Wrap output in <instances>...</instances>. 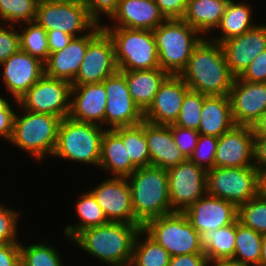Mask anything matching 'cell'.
<instances>
[{
	"mask_svg": "<svg viewBox=\"0 0 266 266\" xmlns=\"http://www.w3.org/2000/svg\"><path fill=\"white\" fill-rule=\"evenodd\" d=\"M190 90L209 95H229L235 77L220 43L203 38L179 75Z\"/></svg>",
	"mask_w": 266,
	"mask_h": 266,
	"instance_id": "obj_1",
	"label": "cell"
},
{
	"mask_svg": "<svg viewBox=\"0 0 266 266\" xmlns=\"http://www.w3.org/2000/svg\"><path fill=\"white\" fill-rule=\"evenodd\" d=\"M142 227V224L109 222L84 229L71 241L107 266H124L131 262L133 245Z\"/></svg>",
	"mask_w": 266,
	"mask_h": 266,
	"instance_id": "obj_2",
	"label": "cell"
},
{
	"mask_svg": "<svg viewBox=\"0 0 266 266\" xmlns=\"http://www.w3.org/2000/svg\"><path fill=\"white\" fill-rule=\"evenodd\" d=\"M135 218L148 220L174 212L171 209L168 170L154 166L137 168L127 177Z\"/></svg>",
	"mask_w": 266,
	"mask_h": 266,
	"instance_id": "obj_3",
	"label": "cell"
},
{
	"mask_svg": "<svg viewBox=\"0 0 266 266\" xmlns=\"http://www.w3.org/2000/svg\"><path fill=\"white\" fill-rule=\"evenodd\" d=\"M153 34L160 68L169 75H180L194 48L204 38L182 19H166Z\"/></svg>",
	"mask_w": 266,
	"mask_h": 266,
	"instance_id": "obj_4",
	"label": "cell"
},
{
	"mask_svg": "<svg viewBox=\"0 0 266 266\" xmlns=\"http://www.w3.org/2000/svg\"><path fill=\"white\" fill-rule=\"evenodd\" d=\"M19 116L15 114L13 134L10 143L27 151L35 159L42 161L46 155L52 156L57 143L61 118L46 113H36L25 109Z\"/></svg>",
	"mask_w": 266,
	"mask_h": 266,
	"instance_id": "obj_5",
	"label": "cell"
},
{
	"mask_svg": "<svg viewBox=\"0 0 266 266\" xmlns=\"http://www.w3.org/2000/svg\"><path fill=\"white\" fill-rule=\"evenodd\" d=\"M92 123L63 118L58 128L57 143L52 157L92 164L98 168L101 140L106 129Z\"/></svg>",
	"mask_w": 266,
	"mask_h": 266,
	"instance_id": "obj_6",
	"label": "cell"
},
{
	"mask_svg": "<svg viewBox=\"0 0 266 266\" xmlns=\"http://www.w3.org/2000/svg\"><path fill=\"white\" fill-rule=\"evenodd\" d=\"M104 29L113 40L118 71L160 68L153 31L128 28Z\"/></svg>",
	"mask_w": 266,
	"mask_h": 266,
	"instance_id": "obj_7",
	"label": "cell"
},
{
	"mask_svg": "<svg viewBox=\"0 0 266 266\" xmlns=\"http://www.w3.org/2000/svg\"><path fill=\"white\" fill-rule=\"evenodd\" d=\"M142 229L171 257L204 253L201 235L192 227L183 212L172 213L148 220Z\"/></svg>",
	"mask_w": 266,
	"mask_h": 266,
	"instance_id": "obj_8",
	"label": "cell"
},
{
	"mask_svg": "<svg viewBox=\"0 0 266 266\" xmlns=\"http://www.w3.org/2000/svg\"><path fill=\"white\" fill-rule=\"evenodd\" d=\"M207 194L237 207L261 192L260 173L255 166L214 167L207 171Z\"/></svg>",
	"mask_w": 266,
	"mask_h": 266,
	"instance_id": "obj_9",
	"label": "cell"
},
{
	"mask_svg": "<svg viewBox=\"0 0 266 266\" xmlns=\"http://www.w3.org/2000/svg\"><path fill=\"white\" fill-rule=\"evenodd\" d=\"M35 21L46 31L59 30L73 37L87 34L97 25L81 0H43L38 4Z\"/></svg>",
	"mask_w": 266,
	"mask_h": 266,
	"instance_id": "obj_10",
	"label": "cell"
},
{
	"mask_svg": "<svg viewBox=\"0 0 266 266\" xmlns=\"http://www.w3.org/2000/svg\"><path fill=\"white\" fill-rule=\"evenodd\" d=\"M71 88L70 82L44 74L18 99L16 105L31 112L68 118Z\"/></svg>",
	"mask_w": 266,
	"mask_h": 266,
	"instance_id": "obj_11",
	"label": "cell"
},
{
	"mask_svg": "<svg viewBox=\"0 0 266 266\" xmlns=\"http://www.w3.org/2000/svg\"><path fill=\"white\" fill-rule=\"evenodd\" d=\"M207 171L186 159L168 169L171 209L183 212L207 194Z\"/></svg>",
	"mask_w": 266,
	"mask_h": 266,
	"instance_id": "obj_12",
	"label": "cell"
},
{
	"mask_svg": "<svg viewBox=\"0 0 266 266\" xmlns=\"http://www.w3.org/2000/svg\"><path fill=\"white\" fill-rule=\"evenodd\" d=\"M102 83L107 94L104 125H109L108 129L134 126L144 120V113L132 99L126 76L121 71L107 77Z\"/></svg>",
	"mask_w": 266,
	"mask_h": 266,
	"instance_id": "obj_13",
	"label": "cell"
},
{
	"mask_svg": "<svg viewBox=\"0 0 266 266\" xmlns=\"http://www.w3.org/2000/svg\"><path fill=\"white\" fill-rule=\"evenodd\" d=\"M117 71L114 43L103 28L89 42L78 74L71 85L101 83Z\"/></svg>",
	"mask_w": 266,
	"mask_h": 266,
	"instance_id": "obj_14",
	"label": "cell"
},
{
	"mask_svg": "<svg viewBox=\"0 0 266 266\" xmlns=\"http://www.w3.org/2000/svg\"><path fill=\"white\" fill-rule=\"evenodd\" d=\"M109 222L141 224L134 215L127 178L111 177L90 190Z\"/></svg>",
	"mask_w": 266,
	"mask_h": 266,
	"instance_id": "obj_15",
	"label": "cell"
},
{
	"mask_svg": "<svg viewBox=\"0 0 266 266\" xmlns=\"http://www.w3.org/2000/svg\"><path fill=\"white\" fill-rule=\"evenodd\" d=\"M235 125L252 127L266 111V83L235 78L229 93Z\"/></svg>",
	"mask_w": 266,
	"mask_h": 266,
	"instance_id": "obj_16",
	"label": "cell"
},
{
	"mask_svg": "<svg viewBox=\"0 0 266 266\" xmlns=\"http://www.w3.org/2000/svg\"><path fill=\"white\" fill-rule=\"evenodd\" d=\"M183 213L200 235L238 220V207L235 204L209 194L191 204Z\"/></svg>",
	"mask_w": 266,
	"mask_h": 266,
	"instance_id": "obj_17",
	"label": "cell"
},
{
	"mask_svg": "<svg viewBox=\"0 0 266 266\" xmlns=\"http://www.w3.org/2000/svg\"><path fill=\"white\" fill-rule=\"evenodd\" d=\"M247 166H254V134L249 126L234 125L218 138L215 167Z\"/></svg>",
	"mask_w": 266,
	"mask_h": 266,
	"instance_id": "obj_18",
	"label": "cell"
},
{
	"mask_svg": "<svg viewBox=\"0 0 266 266\" xmlns=\"http://www.w3.org/2000/svg\"><path fill=\"white\" fill-rule=\"evenodd\" d=\"M188 85L179 75H169L161 84L153 102L144 112V121L170 125L178 119Z\"/></svg>",
	"mask_w": 266,
	"mask_h": 266,
	"instance_id": "obj_19",
	"label": "cell"
},
{
	"mask_svg": "<svg viewBox=\"0 0 266 266\" xmlns=\"http://www.w3.org/2000/svg\"><path fill=\"white\" fill-rule=\"evenodd\" d=\"M221 45L231 74L235 78L240 77L254 58L266 50V25L261 23Z\"/></svg>",
	"mask_w": 266,
	"mask_h": 266,
	"instance_id": "obj_20",
	"label": "cell"
},
{
	"mask_svg": "<svg viewBox=\"0 0 266 266\" xmlns=\"http://www.w3.org/2000/svg\"><path fill=\"white\" fill-rule=\"evenodd\" d=\"M102 29L103 25L97 24L89 33L73 37L70 43L62 50L50 53L44 63V74L72 83L78 74L89 42Z\"/></svg>",
	"mask_w": 266,
	"mask_h": 266,
	"instance_id": "obj_21",
	"label": "cell"
},
{
	"mask_svg": "<svg viewBox=\"0 0 266 266\" xmlns=\"http://www.w3.org/2000/svg\"><path fill=\"white\" fill-rule=\"evenodd\" d=\"M2 77L15 103L44 75V63L30 54L19 51L0 64Z\"/></svg>",
	"mask_w": 266,
	"mask_h": 266,
	"instance_id": "obj_22",
	"label": "cell"
},
{
	"mask_svg": "<svg viewBox=\"0 0 266 266\" xmlns=\"http://www.w3.org/2000/svg\"><path fill=\"white\" fill-rule=\"evenodd\" d=\"M106 89L101 83L72 85L69 118L104 126Z\"/></svg>",
	"mask_w": 266,
	"mask_h": 266,
	"instance_id": "obj_23",
	"label": "cell"
},
{
	"mask_svg": "<svg viewBox=\"0 0 266 266\" xmlns=\"http://www.w3.org/2000/svg\"><path fill=\"white\" fill-rule=\"evenodd\" d=\"M110 19L114 26L104 25L103 28L153 31L166 20L154 0H120Z\"/></svg>",
	"mask_w": 266,
	"mask_h": 266,
	"instance_id": "obj_24",
	"label": "cell"
},
{
	"mask_svg": "<svg viewBox=\"0 0 266 266\" xmlns=\"http://www.w3.org/2000/svg\"><path fill=\"white\" fill-rule=\"evenodd\" d=\"M145 138L151 166L168 170L186 160L175 144L171 124L155 125L145 121Z\"/></svg>",
	"mask_w": 266,
	"mask_h": 266,
	"instance_id": "obj_25",
	"label": "cell"
},
{
	"mask_svg": "<svg viewBox=\"0 0 266 266\" xmlns=\"http://www.w3.org/2000/svg\"><path fill=\"white\" fill-rule=\"evenodd\" d=\"M235 125L229 95H209L204 98L198 132L219 138Z\"/></svg>",
	"mask_w": 266,
	"mask_h": 266,
	"instance_id": "obj_26",
	"label": "cell"
},
{
	"mask_svg": "<svg viewBox=\"0 0 266 266\" xmlns=\"http://www.w3.org/2000/svg\"><path fill=\"white\" fill-rule=\"evenodd\" d=\"M121 72L126 76L132 99L143 113L149 108L161 84L169 76L161 68Z\"/></svg>",
	"mask_w": 266,
	"mask_h": 266,
	"instance_id": "obj_27",
	"label": "cell"
},
{
	"mask_svg": "<svg viewBox=\"0 0 266 266\" xmlns=\"http://www.w3.org/2000/svg\"><path fill=\"white\" fill-rule=\"evenodd\" d=\"M100 167L113 177L122 178H127L137 169L128 157L122 139L112 129H106L102 136Z\"/></svg>",
	"mask_w": 266,
	"mask_h": 266,
	"instance_id": "obj_28",
	"label": "cell"
},
{
	"mask_svg": "<svg viewBox=\"0 0 266 266\" xmlns=\"http://www.w3.org/2000/svg\"><path fill=\"white\" fill-rule=\"evenodd\" d=\"M229 0H187V7L182 18L200 35L219 26Z\"/></svg>",
	"mask_w": 266,
	"mask_h": 266,
	"instance_id": "obj_29",
	"label": "cell"
},
{
	"mask_svg": "<svg viewBox=\"0 0 266 266\" xmlns=\"http://www.w3.org/2000/svg\"><path fill=\"white\" fill-rule=\"evenodd\" d=\"M233 1L229 0L219 26L216 28V30L221 31L222 36H218L217 39L215 36L210 40L221 44L230 38L241 36L257 26L252 21L251 6L246 2L236 3Z\"/></svg>",
	"mask_w": 266,
	"mask_h": 266,
	"instance_id": "obj_30",
	"label": "cell"
},
{
	"mask_svg": "<svg viewBox=\"0 0 266 266\" xmlns=\"http://www.w3.org/2000/svg\"><path fill=\"white\" fill-rule=\"evenodd\" d=\"M236 222L201 234L208 263L230 261L235 251Z\"/></svg>",
	"mask_w": 266,
	"mask_h": 266,
	"instance_id": "obj_31",
	"label": "cell"
},
{
	"mask_svg": "<svg viewBox=\"0 0 266 266\" xmlns=\"http://www.w3.org/2000/svg\"><path fill=\"white\" fill-rule=\"evenodd\" d=\"M263 236L237 220L235 251L230 261L246 266H260Z\"/></svg>",
	"mask_w": 266,
	"mask_h": 266,
	"instance_id": "obj_32",
	"label": "cell"
},
{
	"mask_svg": "<svg viewBox=\"0 0 266 266\" xmlns=\"http://www.w3.org/2000/svg\"><path fill=\"white\" fill-rule=\"evenodd\" d=\"M75 212L79 217V222L75 225H67L64 232V235L70 241L84 229L109 223L103 210L90 191L80 195Z\"/></svg>",
	"mask_w": 266,
	"mask_h": 266,
	"instance_id": "obj_33",
	"label": "cell"
},
{
	"mask_svg": "<svg viewBox=\"0 0 266 266\" xmlns=\"http://www.w3.org/2000/svg\"><path fill=\"white\" fill-rule=\"evenodd\" d=\"M123 141L132 163L137 168L151 166V159L145 138V121L134 126L112 129Z\"/></svg>",
	"mask_w": 266,
	"mask_h": 266,
	"instance_id": "obj_34",
	"label": "cell"
},
{
	"mask_svg": "<svg viewBox=\"0 0 266 266\" xmlns=\"http://www.w3.org/2000/svg\"><path fill=\"white\" fill-rule=\"evenodd\" d=\"M142 235H146L144 240L140 239ZM170 258L169 252L143 229L138 232L133 245L131 266H168Z\"/></svg>",
	"mask_w": 266,
	"mask_h": 266,
	"instance_id": "obj_35",
	"label": "cell"
},
{
	"mask_svg": "<svg viewBox=\"0 0 266 266\" xmlns=\"http://www.w3.org/2000/svg\"><path fill=\"white\" fill-rule=\"evenodd\" d=\"M26 24V27L24 26ZM24 29L19 30L21 51L38 58L45 63L49 57L47 31L36 21L20 24ZM23 25V26H22ZM28 25V27H27Z\"/></svg>",
	"mask_w": 266,
	"mask_h": 266,
	"instance_id": "obj_36",
	"label": "cell"
},
{
	"mask_svg": "<svg viewBox=\"0 0 266 266\" xmlns=\"http://www.w3.org/2000/svg\"><path fill=\"white\" fill-rule=\"evenodd\" d=\"M38 4V0H0L2 25L3 23L16 25L35 21Z\"/></svg>",
	"mask_w": 266,
	"mask_h": 266,
	"instance_id": "obj_37",
	"label": "cell"
},
{
	"mask_svg": "<svg viewBox=\"0 0 266 266\" xmlns=\"http://www.w3.org/2000/svg\"><path fill=\"white\" fill-rule=\"evenodd\" d=\"M56 248L46 242L24 246L20 242V266H64Z\"/></svg>",
	"mask_w": 266,
	"mask_h": 266,
	"instance_id": "obj_38",
	"label": "cell"
},
{
	"mask_svg": "<svg viewBox=\"0 0 266 266\" xmlns=\"http://www.w3.org/2000/svg\"><path fill=\"white\" fill-rule=\"evenodd\" d=\"M238 220L254 231L266 234V196L261 192L238 207Z\"/></svg>",
	"mask_w": 266,
	"mask_h": 266,
	"instance_id": "obj_39",
	"label": "cell"
},
{
	"mask_svg": "<svg viewBox=\"0 0 266 266\" xmlns=\"http://www.w3.org/2000/svg\"><path fill=\"white\" fill-rule=\"evenodd\" d=\"M207 95L189 90L183 99L182 107L175 125L198 131L204 98Z\"/></svg>",
	"mask_w": 266,
	"mask_h": 266,
	"instance_id": "obj_40",
	"label": "cell"
},
{
	"mask_svg": "<svg viewBox=\"0 0 266 266\" xmlns=\"http://www.w3.org/2000/svg\"><path fill=\"white\" fill-rule=\"evenodd\" d=\"M217 144V137L200 134L189 160L206 171L214 168Z\"/></svg>",
	"mask_w": 266,
	"mask_h": 266,
	"instance_id": "obj_41",
	"label": "cell"
},
{
	"mask_svg": "<svg viewBox=\"0 0 266 266\" xmlns=\"http://www.w3.org/2000/svg\"><path fill=\"white\" fill-rule=\"evenodd\" d=\"M0 203V245L7 243L19 242L17 240V222L19 221V214L13 209L5 207L4 204Z\"/></svg>",
	"mask_w": 266,
	"mask_h": 266,
	"instance_id": "obj_42",
	"label": "cell"
},
{
	"mask_svg": "<svg viewBox=\"0 0 266 266\" xmlns=\"http://www.w3.org/2000/svg\"><path fill=\"white\" fill-rule=\"evenodd\" d=\"M1 24V23H0ZM16 25H0V64L21 50L20 34Z\"/></svg>",
	"mask_w": 266,
	"mask_h": 266,
	"instance_id": "obj_43",
	"label": "cell"
},
{
	"mask_svg": "<svg viewBox=\"0 0 266 266\" xmlns=\"http://www.w3.org/2000/svg\"><path fill=\"white\" fill-rule=\"evenodd\" d=\"M171 130L175 144L185 158L189 159L197 145L200 133L197 130L183 128L174 123L171 124Z\"/></svg>",
	"mask_w": 266,
	"mask_h": 266,
	"instance_id": "obj_44",
	"label": "cell"
},
{
	"mask_svg": "<svg viewBox=\"0 0 266 266\" xmlns=\"http://www.w3.org/2000/svg\"><path fill=\"white\" fill-rule=\"evenodd\" d=\"M88 9L90 17L100 25V16L104 14L107 18H111L116 12L120 0H82Z\"/></svg>",
	"mask_w": 266,
	"mask_h": 266,
	"instance_id": "obj_45",
	"label": "cell"
},
{
	"mask_svg": "<svg viewBox=\"0 0 266 266\" xmlns=\"http://www.w3.org/2000/svg\"><path fill=\"white\" fill-rule=\"evenodd\" d=\"M239 78L243 81L266 83V50L254 58Z\"/></svg>",
	"mask_w": 266,
	"mask_h": 266,
	"instance_id": "obj_46",
	"label": "cell"
},
{
	"mask_svg": "<svg viewBox=\"0 0 266 266\" xmlns=\"http://www.w3.org/2000/svg\"><path fill=\"white\" fill-rule=\"evenodd\" d=\"M166 19H182L186 7L187 0H154Z\"/></svg>",
	"mask_w": 266,
	"mask_h": 266,
	"instance_id": "obj_47",
	"label": "cell"
},
{
	"mask_svg": "<svg viewBox=\"0 0 266 266\" xmlns=\"http://www.w3.org/2000/svg\"><path fill=\"white\" fill-rule=\"evenodd\" d=\"M0 266H20V242L0 245Z\"/></svg>",
	"mask_w": 266,
	"mask_h": 266,
	"instance_id": "obj_48",
	"label": "cell"
},
{
	"mask_svg": "<svg viewBox=\"0 0 266 266\" xmlns=\"http://www.w3.org/2000/svg\"><path fill=\"white\" fill-rule=\"evenodd\" d=\"M204 253L178 255L170 258L168 266H208Z\"/></svg>",
	"mask_w": 266,
	"mask_h": 266,
	"instance_id": "obj_49",
	"label": "cell"
},
{
	"mask_svg": "<svg viewBox=\"0 0 266 266\" xmlns=\"http://www.w3.org/2000/svg\"><path fill=\"white\" fill-rule=\"evenodd\" d=\"M254 166L260 175L266 171V135H254Z\"/></svg>",
	"mask_w": 266,
	"mask_h": 266,
	"instance_id": "obj_50",
	"label": "cell"
},
{
	"mask_svg": "<svg viewBox=\"0 0 266 266\" xmlns=\"http://www.w3.org/2000/svg\"><path fill=\"white\" fill-rule=\"evenodd\" d=\"M9 104L2 112H0V137L7 141L11 140L13 134L14 118L16 112Z\"/></svg>",
	"mask_w": 266,
	"mask_h": 266,
	"instance_id": "obj_51",
	"label": "cell"
},
{
	"mask_svg": "<svg viewBox=\"0 0 266 266\" xmlns=\"http://www.w3.org/2000/svg\"><path fill=\"white\" fill-rule=\"evenodd\" d=\"M48 47L50 53L62 50L73 39V36L59 30L47 31Z\"/></svg>",
	"mask_w": 266,
	"mask_h": 266,
	"instance_id": "obj_52",
	"label": "cell"
},
{
	"mask_svg": "<svg viewBox=\"0 0 266 266\" xmlns=\"http://www.w3.org/2000/svg\"><path fill=\"white\" fill-rule=\"evenodd\" d=\"M254 135H266V111L251 127Z\"/></svg>",
	"mask_w": 266,
	"mask_h": 266,
	"instance_id": "obj_53",
	"label": "cell"
},
{
	"mask_svg": "<svg viewBox=\"0 0 266 266\" xmlns=\"http://www.w3.org/2000/svg\"><path fill=\"white\" fill-rule=\"evenodd\" d=\"M260 266H266V234L263 236Z\"/></svg>",
	"mask_w": 266,
	"mask_h": 266,
	"instance_id": "obj_54",
	"label": "cell"
},
{
	"mask_svg": "<svg viewBox=\"0 0 266 266\" xmlns=\"http://www.w3.org/2000/svg\"><path fill=\"white\" fill-rule=\"evenodd\" d=\"M208 266H246V265L235 263L232 261H219V262L209 263Z\"/></svg>",
	"mask_w": 266,
	"mask_h": 266,
	"instance_id": "obj_55",
	"label": "cell"
},
{
	"mask_svg": "<svg viewBox=\"0 0 266 266\" xmlns=\"http://www.w3.org/2000/svg\"><path fill=\"white\" fill-rule=\"evenodd\" d=\"M261 193L266 196V171L260 175Z\"/></svg>",
	"mask_w": 266,
	"mask_h": 266,
	"instance_id": "obj_56",
	"label": "cell"
},
{
	"mask_svg": "<svg viewBox=\"0 0 266 266\" xmlns=\"http://www.w3.org/2000/svg\"><path fill=\"white\" fill-rule=\"evenodd\" d=\"M9 104H10L9 101H7L6 98H3L0 95V112H2Z\"/></svg>",
	"mask_w": 266,
	"mask_h": 266,
	"instance_id": "obj_57",
	"label": "cell"
}]
</instances>
